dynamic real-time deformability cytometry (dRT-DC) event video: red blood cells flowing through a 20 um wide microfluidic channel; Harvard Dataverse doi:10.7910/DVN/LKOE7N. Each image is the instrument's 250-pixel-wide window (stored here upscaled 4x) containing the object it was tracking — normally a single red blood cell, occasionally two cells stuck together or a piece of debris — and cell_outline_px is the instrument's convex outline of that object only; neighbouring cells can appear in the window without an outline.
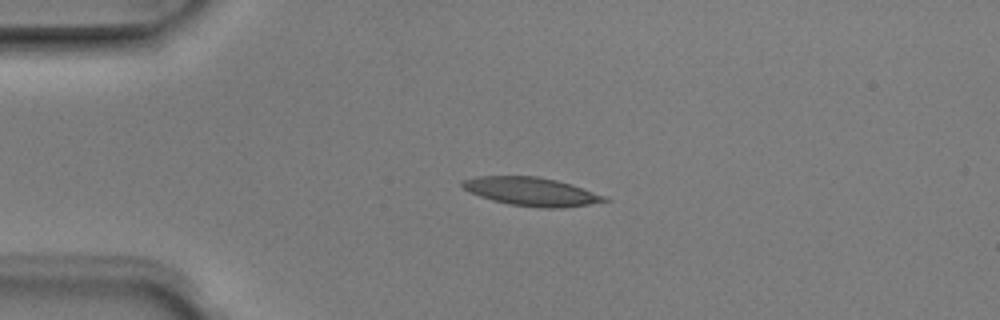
{"species": "Egyptian fruit bat (a non-hibernating species)", "species_latin": "Rousettus aegyptiacus", "temperature_condition": "room temperature", "stored_images_in_passage": 1, "camera_frame_rate_fps": 3000, "um_per_image_px": 0.085, "animal": {"sex": "male"}, "frame": {"image": 1, "passage_image": 1, "time_ms": 0.0, "image_size_px": [1000, 320], "cell_outline_px": [[612, 200], [564, 208], [544, 208], [508, 204], [492, 200], [468, 192], [460, 184], [460, 180], [476, 176], [536, 176], [556, 180], [572, 184], [608, 196]], "centroid_in_image_um": [45.18, 16.28], "position_along_channel_um": 39.8, "area_um2": 23.81}}